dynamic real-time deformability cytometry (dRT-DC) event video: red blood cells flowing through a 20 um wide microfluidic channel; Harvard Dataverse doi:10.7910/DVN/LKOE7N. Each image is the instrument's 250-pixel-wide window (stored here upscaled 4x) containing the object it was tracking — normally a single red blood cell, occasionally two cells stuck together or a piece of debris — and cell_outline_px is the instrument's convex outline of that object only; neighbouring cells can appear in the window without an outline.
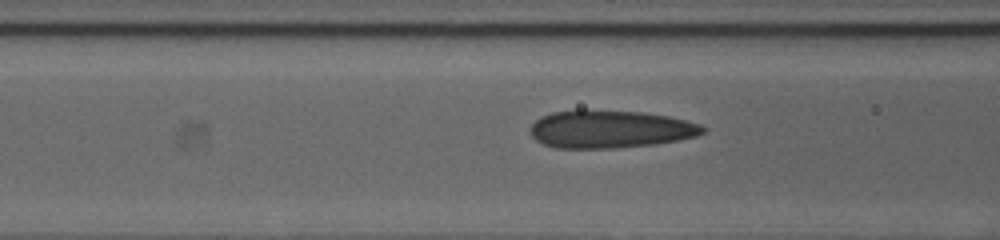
{"species": "human", "species_latin": "Homo sapiens", "temperature_condition": "cold", "stored_images_in_passage": 42, "camera_frame_rate_fps": 3000, "um_per_image_px": 0.085, "donor": {"sex": "female"}, "frame": {"image": 1, "passage_image": 17, "time_ms": 5.333, "image_size_px": [1000, 240], "cell_outline_px": [[708, 128], [704, 132], [696, 136], [680, 140], [652, 144], [616, 148], [556, 148], [544, 144], [536, 140], [532, 136], [532, 124], [540, 116], [552, 112], [576, 108], [584, 108], [640, 112], [668, 116], [700, 124]], "centroid_in_image_um": [51.84, 10.95], "position_along_channel_um": 114.8, "area_um2": 38.44}}
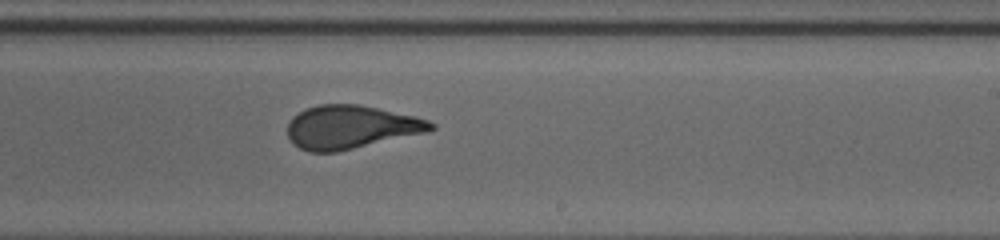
{"frame": {"image": 2, "passage_image": 28, "time_ms": 9.0, "image_size_px": [1000, 240], "cell_outline_px": [[436, 128], [428, 132], [336, 152], [308, 152], [292, 144], [288, 136], [288, 124], [292, 116], [308, 108], [320, 104], [360, 104], [416, 116], [428, 120], [436, 124]], "centroid_in_image_um": [29.83, 10.8], "position_along_channel_um": 259.2, "area_um2": 36.36}}
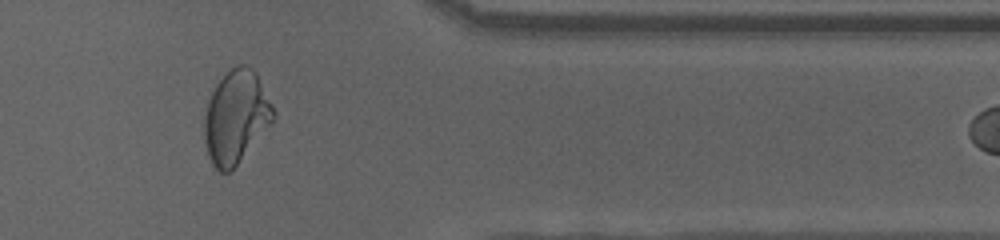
{"frame": {"image": 3, "passage_image": 39, "time_ms": 12.667, "image_size_px": [1000, 240], "cell_outline_px": [[276, 116], [236, 164], [228, 172], [220, 172], [212, 164], [208, 156], [204, 140], [204, 116], [208, 100], [216, 84], [232, 68], [240, 64], [248, 64], [256, 72], [276, 112]], "centroid_in_image_um": [20.04, 9.91], "position_along_channel_um": 391.4, "area_um2": 36.76}}